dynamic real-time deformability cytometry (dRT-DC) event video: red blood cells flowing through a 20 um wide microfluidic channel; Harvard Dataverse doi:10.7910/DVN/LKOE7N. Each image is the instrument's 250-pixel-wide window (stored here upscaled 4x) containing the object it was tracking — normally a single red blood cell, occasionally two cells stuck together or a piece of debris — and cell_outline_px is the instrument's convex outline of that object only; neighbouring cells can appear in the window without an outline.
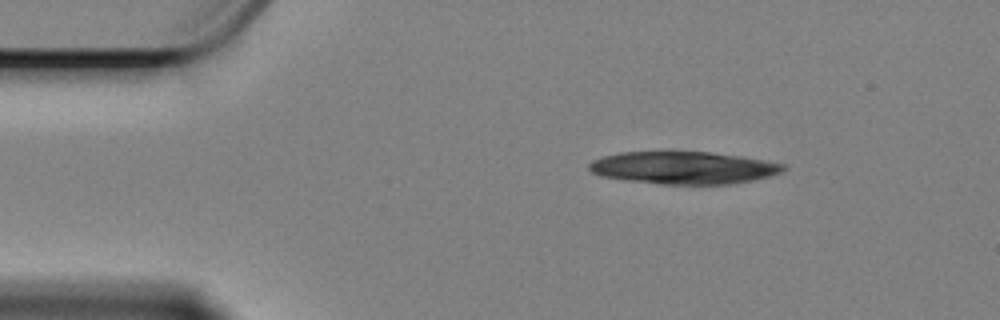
{"species": "Egyptian fruit bat (a non-hibernating species)", "species_latin": "Rousettus aegyptiacus", "temperature_condition": "cold", "stored_images_in_passage": 33, "camera_frame_rate_fps": 3000, "um_per_image_px": 0.085, "animal": {"sex": "female"}, "frame": {"image": 1, "passage_image": 1, "time_ms": 0.0, "image_size_px": [1000, 320], "cell_outline_px": [[788, 168], [780, 172], [768, 176], [752, 180], [728, 184], [660, 184], [628, 180], [600, 176], [592, 172], [588, 168], [588, 164], [592, 160], [604, 156], [620, 152], [708, 152], [740, 156], [784, 164]], "centroid_in_image_um": [58.06, 14.26], "position_along_channel_um": 26.9, "area_um2": 36.41}}